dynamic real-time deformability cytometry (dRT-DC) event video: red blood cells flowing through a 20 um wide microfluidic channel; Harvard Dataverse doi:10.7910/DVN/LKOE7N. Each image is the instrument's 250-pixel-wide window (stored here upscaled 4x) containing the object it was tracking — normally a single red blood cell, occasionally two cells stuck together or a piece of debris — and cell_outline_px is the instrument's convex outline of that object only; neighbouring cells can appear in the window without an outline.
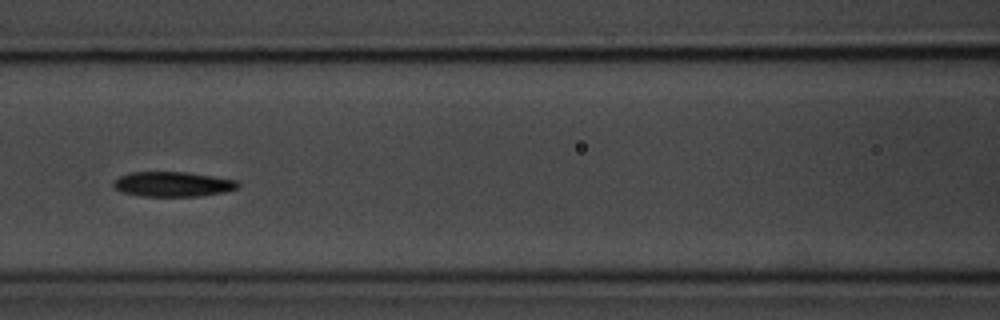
{"species": "common noctule bat (a hibernating species)", "species_latin": "Nyctalus noctula", "temperature_condition": "room temperature", "stored_images_in_passage": 9, "camera_frame_rate_fps": 3000, "um_per_image_px": 0.085, "animal": {"sex": "male", "body_mass_g": 20.1, "forearm_length_mm": 53.5}, "frame": {"image": 1, "passage_image": 7, "time_ms": 7.667, "image_size_px": [1000, 320], "cell_outline_px": [[240, 188], [224, 192], [200, 196], [140, 196], [124, 192], [116, 188], [112, 184], [120, 176], [132, 172], [188, 172], [236, 180], [240, 184]], "centroid_in_image_um": [14.74, 15.65], "position_along_channel_um": 151.9, "area_um2": 17.98}}
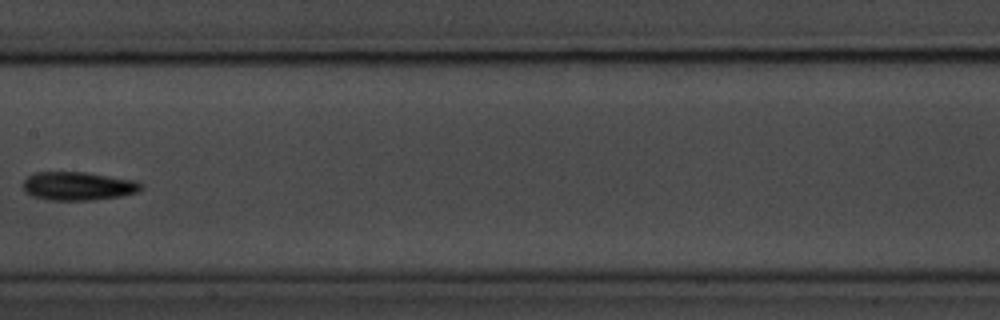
{"frame": {"image": 2, "passage_image": 8, "time_ms": 9.0, "image_size_px": [1000, 320], "cell_outline_px": [[144, 188], [136, 192], [120, 196], [92, 200], [48, 200], [32, 196], [24, 192], [24, 180], [28, 176], [36, 172], [84, 172], [136, 180], [144, 184]], "centroid_in_image_um": [6.65, 15.81], "position_along_channel_um": 200.7, "area_um2": 19.65}}